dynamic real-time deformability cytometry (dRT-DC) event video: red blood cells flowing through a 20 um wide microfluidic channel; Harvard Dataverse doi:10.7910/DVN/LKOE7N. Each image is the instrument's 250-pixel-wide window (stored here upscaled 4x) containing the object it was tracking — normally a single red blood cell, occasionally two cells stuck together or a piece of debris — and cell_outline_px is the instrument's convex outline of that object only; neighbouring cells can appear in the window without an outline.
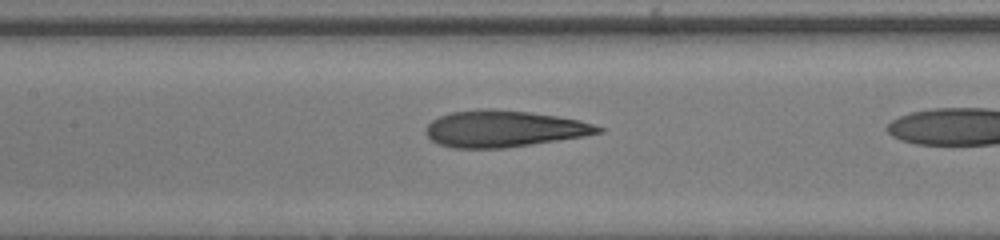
{"species": "human", "species_latin": "Homo sapiens", "temperature_condition": "room temperature", "stored_images_in_passage": 18, "camera_frame_rate_fps": 3000, "um_per_image_px": 0.085, "donor": {"sex": "male"}, "frame": {"image": 1, "passage_image": 14, "time_ms": 4.333, "image_size_px": [1000, 240], "cell_outline_px": [[604, 132], [584, 136], [504, 148], [456, 148], [440, 144], [432, 140], [424, 132], [424, 128], [432, 120], [440, 116], [452, 112], [488, 108], [492, 108], [528, 112], [556, 116], [580, 120], [604, 128]], "centroid_in_image_um": [42.82, 10.94], "position_along_channel_um": 164.6, "area_um2": 36.47}}
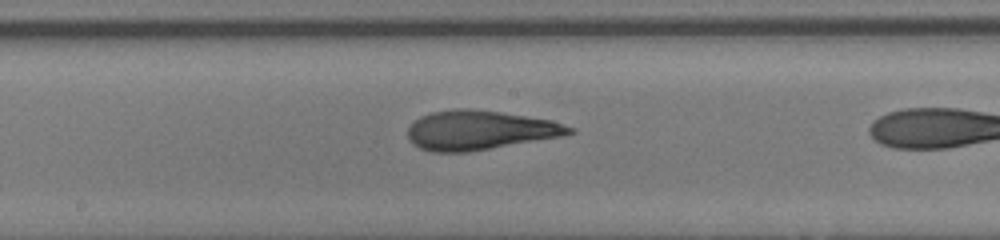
{"frame": {"image": 2, "passage_image": 17, "time_ms": 5.333, "image_size_px": [1000, 240], "cell_outline_px": [[576, 132], [560, 136], [468, 152], [432, 152], [420, 148], [412, 144], [408, 140], [408, 128], [420, 116], [432, 112], [452, 108], [468, 108], [500, 112], [552, 120], [576, 128]], "centroid_in_image_um": [40.75, 11.06], "position_along_channel_um": 207.5, "area_um2": 36.93}}